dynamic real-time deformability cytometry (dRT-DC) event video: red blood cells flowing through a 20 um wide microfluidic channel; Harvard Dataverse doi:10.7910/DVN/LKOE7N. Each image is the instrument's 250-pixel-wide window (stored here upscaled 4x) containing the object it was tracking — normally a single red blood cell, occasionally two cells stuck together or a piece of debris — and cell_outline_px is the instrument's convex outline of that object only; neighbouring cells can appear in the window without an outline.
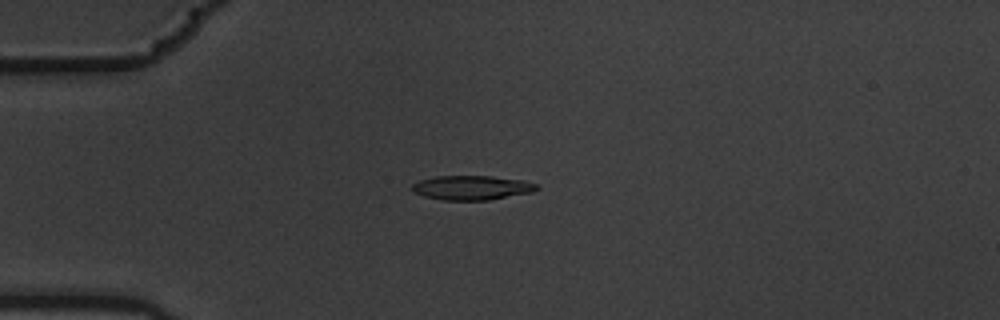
{"species": "common noctule bat (a hibernating species)", "species_latin": "Nyctalus noctula", "temperature_condition": "warm", "stored_images_in_passage": 7, "camera_frame_rate_fps": 3000, "um_per_image_px": 0.085, "animal": {"sex": "male", "body_mass_g": 19.5, "forearm_length_mm": 54.6}, "frame": {"image": 1, "passage_image": 4, "time_ms": 1.0, "image_size_px": [1000, 320], "cell_outline_px": [[540, 188], [532, 192], [488, 200], [440, 200], [424, 196], [412, 192], [412, 184], [420, 180], [436, 176], [492, 176], [524, 180], [536, 184]], "centroid_in_image_um": [40.09, 15.95], "position_along_channel_um": 44.9, "area_um2": 17.74}}
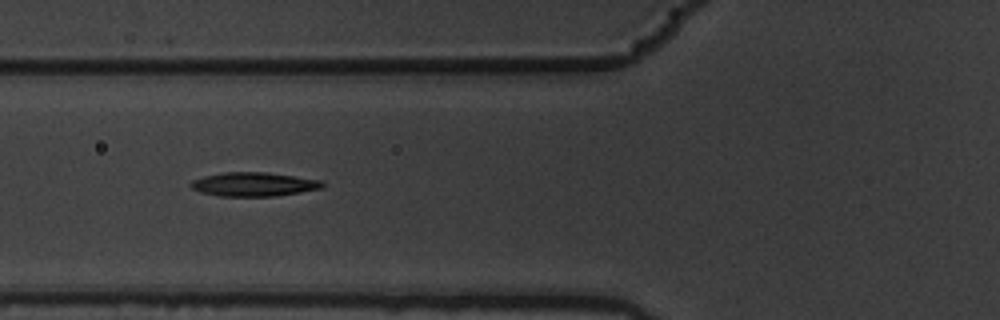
{"frame": {"image": 2, "passage_image": 6, "time_ms": 1.667, "image_size_px": [1000, 320], "cell_outline_px": [[324, 184], [320, 188], [300, 192], [276, 196], [220, 196], [200, 192], [192, 188], [188, 184], [192, 180], [204, 176], [224, 172], [264, 172], [324, 180]], "centroid_in_image_um": [21.55, 15.66], "position_along_channel_um": 104.3, "area_um2": 18.32}}
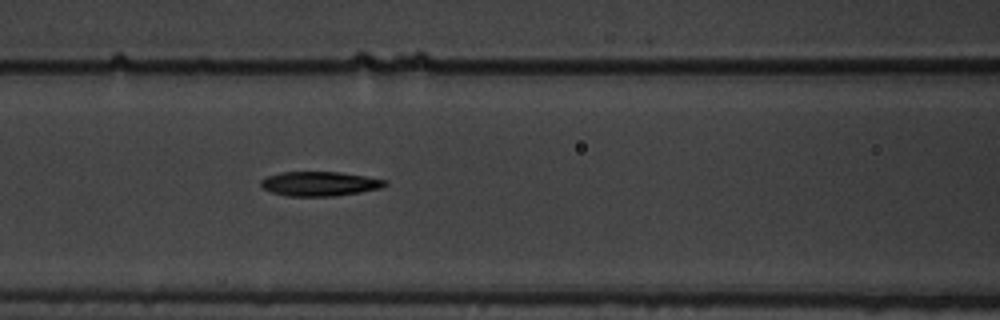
{"frame": {"image": 3, "passage_image": 7, "time_ms": 2.0, "image_size_px": [1000, 320], "cell_outline_px": [[388, 184], [380, 188], [360, 192], [336, 196], [288, 196], [272, 192], [264, 188], [260, 184], [260, 180], [268, 176], [280, 172], [340, 172], [388, 180]], "centroid_in_image_um": [27.18, 15.62], "position_along_channel_um": 139.4, "area_um2": 17.63}}